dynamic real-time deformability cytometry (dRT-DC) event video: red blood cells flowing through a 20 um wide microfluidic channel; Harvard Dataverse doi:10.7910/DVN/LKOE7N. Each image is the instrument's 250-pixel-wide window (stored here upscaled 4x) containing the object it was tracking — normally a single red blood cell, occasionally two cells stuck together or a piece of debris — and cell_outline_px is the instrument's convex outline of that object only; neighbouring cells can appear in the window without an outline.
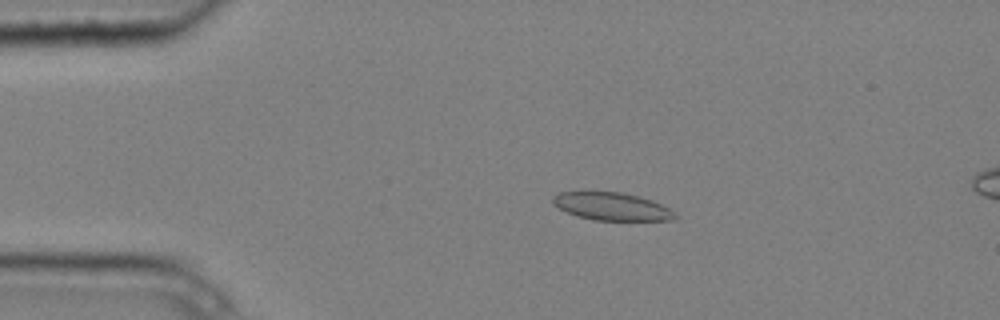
{"species": "common noctule bat (a hibernating species)", "species_latin": "Nyctalus noctula", "temperature_condition": "cold", "stored_images_in_passage": 5, "camera_frame_rate_fps": 3000, "um_per_image_px": 0.085, "animal": {"sex": "male", "body_mass_g": 20.4}, "frame": {"image": 1, "passage_image": 3, "time_ms": 0.667, "image_size_px": [1000, 320], "cell_outline_px": [[676, 220], [592, 220], [576, 216], [552, 204], [552, 196], [560, 192], [620, 192], [640, 196], [652, 200], [668, 208], [676, 216]], "centroid_in_image_um": [51.98, 17.55], "position_along_channel_um": 33.0, "area_um2": 19.65}}